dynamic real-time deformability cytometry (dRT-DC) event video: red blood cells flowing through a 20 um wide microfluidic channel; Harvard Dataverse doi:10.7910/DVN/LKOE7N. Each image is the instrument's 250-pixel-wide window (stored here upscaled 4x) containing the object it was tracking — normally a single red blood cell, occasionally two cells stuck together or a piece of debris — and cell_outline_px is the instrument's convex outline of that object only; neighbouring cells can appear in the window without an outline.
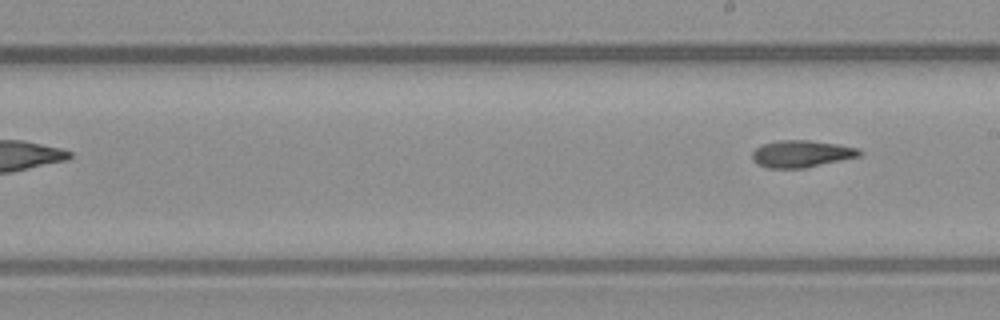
{"species": "common noctule bat (a hibernating species)", "species_latin": "Nyctalus noctula", "temperature_condition": "warm", "stored_images_in_passage": 8, "segment_of_instrument_passage": [2, 2], "camera_frame_rate_fps": 3000, "um_per_image_px": 0.085, "animal": {"sex": "male", "body_mass_g": 23.1, "forearm_length_mm": 52.7}, "frame": {"image": 1, "passage_image": 8, "time_ms": 10.0, "image_size_px": [1000, 320], "cell_outline_px": [[864, 152], [860, 156], [804, 168], [768, 168], [756, 164], [752, 160], [752, 152], [756, 148], [764, 144], [780, 140], [808, 140], [836, 144], [860, 148]], "centroid_in_image_um": [68.13, 13.08], "position_along_channel_um": 220.9, "area_um2": 16.88}}